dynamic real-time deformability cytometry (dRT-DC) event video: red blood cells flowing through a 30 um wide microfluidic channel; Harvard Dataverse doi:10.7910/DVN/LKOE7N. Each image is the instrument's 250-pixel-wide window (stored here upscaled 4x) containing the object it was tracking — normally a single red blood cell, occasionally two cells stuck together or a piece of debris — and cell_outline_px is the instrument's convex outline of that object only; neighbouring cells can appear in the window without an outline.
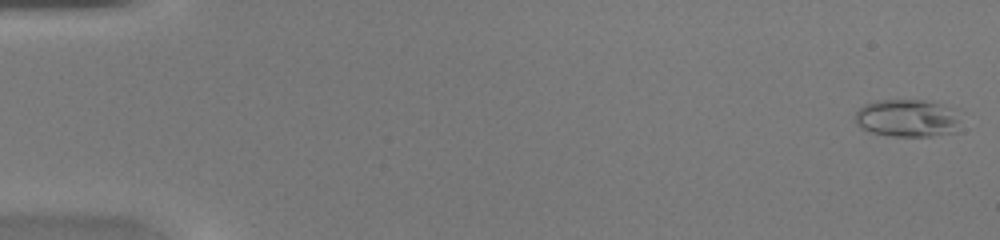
{"species": "common noctule bat (a hibernating species)", "species_latin": "Nyctalus noctula", "temperature_condition": "warm", "stored_images_in_passage": 45, "camera_frame_rate_fps": 3000, "um_per_image_px": 0.085, "animal": {"sex": "female", "body_mass_g": 20.0, "forearm_length_mm": 54.0}, "frame": {"image": 1, "passage_image": 1, "time_ms": 0.0, "image_size_px": [1000, 240], "cell_outline_px": [[956, 132], [932, 136], [892, 136], [872, 132], [860, 128], [856, 124], [856, 112], [864, 104], [876, 100], [924, 100], [956, 108]], "centroid_in_image_um": [77.08, 10.03], "position_along_channel_um": 7.9, "area_um2": 23.0}}
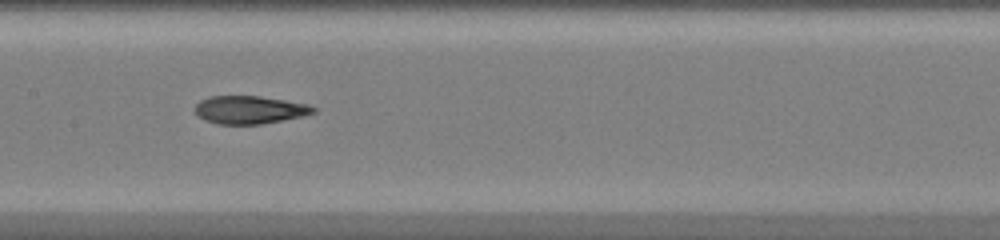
{"frame": {"image": 2, "passage_image": 23, "time_ms": 7.333, "image_size_px": [1000, 240], "cell_outline_px": [[316, 112], [304, 116], [260, 124], [216, 124], [196, 116], [196, 104], [200, 100], [208, 96], [260, 96], [308, 104], [316, 108]], "centroid_in_image_um": [21.21, 9.33], "position_along_channel_um": 186.2, "area_um2": 19.31}}
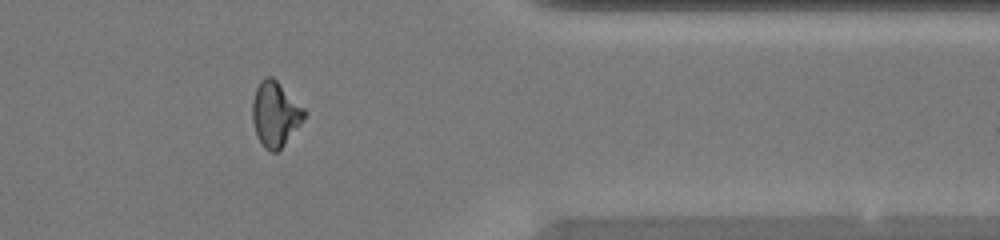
{"frame": {"image": 3, "passage_image": 37, "time_ms": 12.0, "image_size_px": [1000, 240], "cell_outline_px": [[304, 116], [300, 124], [284, 144], [276, 152], [272, 152], [264, 148], [256, 136], [252, 120], [252, 100], [256, 88], [260, 80], [264, 76], [272, 76], [304, 108]], "centroid_in_image_um": [23.35, 9.68], "position_along_channel_um": 388.1, "area_um2": 19.42}}